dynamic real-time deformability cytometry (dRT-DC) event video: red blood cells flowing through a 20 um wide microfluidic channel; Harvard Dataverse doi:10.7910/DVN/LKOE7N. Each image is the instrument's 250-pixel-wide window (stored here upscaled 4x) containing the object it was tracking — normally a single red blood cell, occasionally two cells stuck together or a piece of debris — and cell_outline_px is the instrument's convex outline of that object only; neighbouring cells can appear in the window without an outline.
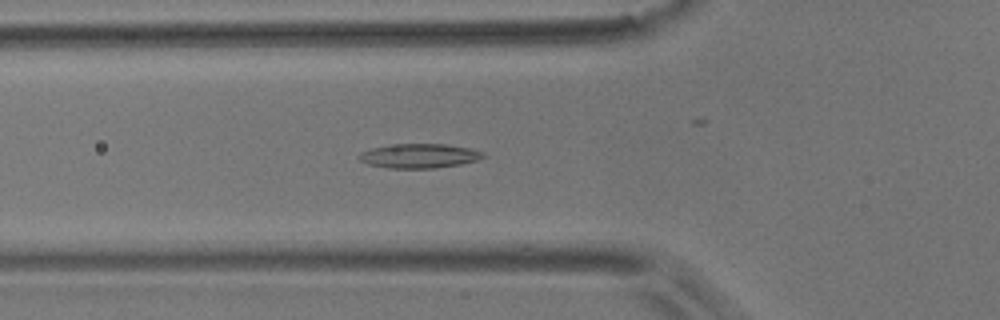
{"species": "common noctule bat (a hibernating species)", "species_latin": "Nyctalus noctula", "temperature_condition": "room temperature", "stored_images_in_passage": 54, "camera_frame_rate_fps": 3000, "um_per_image_px": 0.085, "animal": {"sex": "male", "body_mass_g": 17.9}, "frame": {"image": 1, "passage_image": 18, "time_ms": 5.667, "image_size_px": [1000, 320], "cell_outline_px": [[488, 156], [476, 160], [460, 164], [436, 168], [388, 168], [368, 164], [360, 160], [356, 156], [360, 152], [372, 148], [388, 144], [444, 144], [472, 148], [484, 152]], "centroid_in_image_um": [35.64, 13.24], "position_along_channel_um": 90.2, "area_um2": 17.8}}
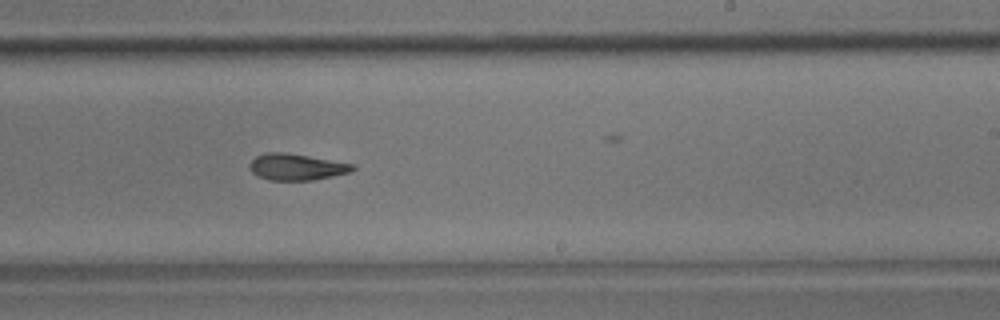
{"frame": {"image": 2, "passage_image": 32, "time_ms": 10.333, "image_size_px": [1000, 320], "cell_outline_px": [[356, 168], [352, 172], [312, 180], [268, 180], [256, 176], [252, 172], [248, 164], [256, 156], [264, 152], [284, 152], [356, 164]], "centroid_in_image_um": [25.2, 14.19], "position_along_channel_um": 263.8, "area_um2": 16.01}}
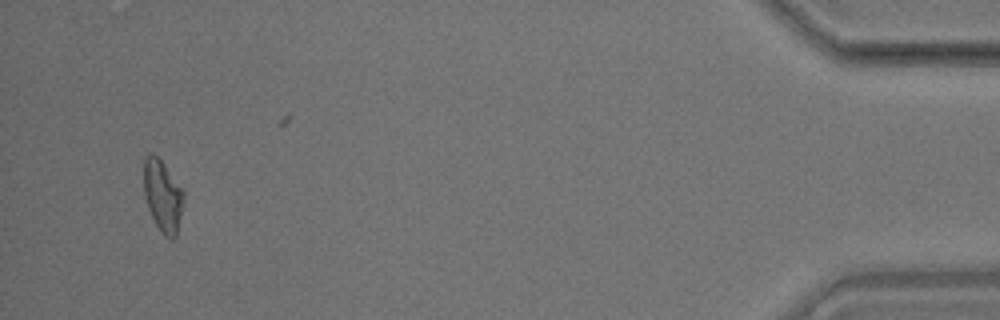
{"frame": {"image": 3, "passage_image": 51, "time_ms": 16.667, "image_size_px": [1000, 320], "cell_outline_px": [[184, 196], [176, 236], [172, 240], [164, 236], [160, 232], [148, 208], [144, 196], [144, 156], [152, 152], [164, 164], [184, 192]], "centroid_in_image_um": [13.81, 16.65], "position_along_channel_um": 421.4, "area_um2": 16.47}, "authors_computed_cell_mechanics": {"area_um2": 16.7042, "velocity_mm_per_s": 3.7109, "shape_relaxation_time_tau1_ms": null, "shape_relaxation_time_tau2_ms": 2.8654, "deformation_change_tau1": null, "deformation_change_tau2": 0.0962}}